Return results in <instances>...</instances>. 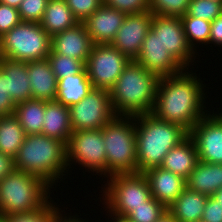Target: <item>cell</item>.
I'll return each instance as SVG.
<instances>
[{"mask_svg":"<svg viewBox=\"0 0 222 222\" xmlns=\"http://www.w3.org/2000/svg\"><path fill=\"white\" fill-rule=\"evenodd\" d=\"M187 70L159 79L151 114L189 132L208 112L204 109L206 86L196 73Z\"/></svg>","mask_w":222,"mask_h":222,"instance_id":"obj_1","label":"cell"},{"mask_svg":"<svg viewBox=\"0 0 222 222\" xmlns=\"http://www.w3.org/2000/svg\"><path fill=\"white\" fill-rule=\"evenodd\" d=\"M159 79L157 75L131 60L109 90L114 114L116 116L151 114Z\"/></svg>","mask_w":222,"mask_h":222,"instance_id":"obj_2","label":"cell"},{"mask_svg":"<svg viewBox=\"0 0 222 222\" xmlns=\"http://www.w3.org/2000/svg\"><path fill=\"white\" fill-rule=\"evenodd\" d=\"M137 173L160 167L165 155L189 136L182 126L152 114L135 116Z\"/></svg>","mask_w":222,"mask_h":222,"instance_id":"obj_3","label":"cell"},{"mask_svg":"<svg viewBox=\"0 0 222 222\" xmlns=\"http://www.w3.org/2000/svg\"><path fill=\"white\" fill-rule=\"evenodd\" d=\"M17 170L35 175L51 188L66 173V145L43 134L26 135L14 157Z\"/></svg>","mask_w":222,"mask_h":222,"instance_id":"obj_4","label":"cell"},{"mask_svg":"<svg viewBox=\"0 0 222 222\" xmlns=\"http://www.w3.org/2000/svg\"><path fill=\"white\" fill-rule=\"evenodd\" d=\"M49 190L51 187L41 178L14 169L0 180V216L40 209L50 199Z\"/></svg>","mask_w":222,"mask_h":222,"instance_id":"obj_5","label":"cell"},{"mask_svg":"<svg viewBox=\"0 0 222 222\" xmlns=\"http://www.w3.org/2000/svg\"><path fill=\"white\" fill-rule=\"evenodd\" d=\"M101 129L106 149V177L137 173L135 116H115Z\"/></svg>","mask_w":222,"mask_h":222,"instance_id":"obj_6","label":"cell"},{"mask_svg":"<svg viewBox=\"0 0 222 222\" xmlns=\"http://www.w3.org/2000/svg\"><path fill=\"white\" fill-rule=\"evenodd\" d=\"M51 44V36L40 23L21 21L0 38V57L23 62L45 60Z\"/></svg>","mask_w":222,"mask_h":222,"instance_id":"obj_7","label":"cell"},{"mask_svg":"<svg viewBox=\"0 0 222 222\" xmlns=\"http://www.w3.org/2000/svg\"><path fill=\"white\" fill-rule=\"evenodd\" d=\"M103 192L107 213L127 216L134 208L143 206L152 196L143 173L118 174L108 177ZM106 187V188H105ZM105 196V197H104Z\"/></svg>","mask_w":222,"mask_h":222,"instance_id":"obj_8","label":"cell"},{"mask_svg":"<svg viewBox=\"0 0 222 222\" xmlns=\"http://www.w3.org/2000/svg\"><path fill=\"white\" fill-rule=\"evenodd\" d=\"M102 129L73 131L66 144L68 170L73 162L106 177V149ZM71 164V165H70Z\"/></svg>","mask_w":222,"mask_h":222,"instance_id":"obj_9","label":"cell"},{"mask_svg":"<svg viewBox=\"0 0 222 222\" xmlns=\"http://www.w3.org/2000/svg\"><path fill=\"white\" fill-rule=\"evenodd\" d=\"M130 61L111 44H94L85 63L93 88L109 91Z\"/></svg>","mask_w":222,"mask_h":222,"instance_id":"obj_10","label":"cell"},{"mask_svg":"<svg viewBox=\"0 0 222 222\" xmlns=\"http://www.w3.org/2000/svg\"><path fill=\"white\" fill-rule=\"evenodd\" d=\"M73 131L101 129L114 114L109 91L93 88L78 104L69 107Z\"/></svg>","mask_w":222,"mask_h":222,"instance_id":"obj_11","label":"cell"},{"mask_svg":"<svg viewBox=\"0 0 222 222\" xmlns=\"http://www.w3.org/2000/svg\"><path fill=\"white\" fill-rule=\"evenodd\" d=\"M150 30L184 69H188L190 64L195 61L196 52L192 50L187 42L180 16L153 14Z\"/></svg>","mask_w":222,"mask_h":222,"instance_id":"obj_12","label":"cell"},{"mask_svg":"<svg viewBox=\"0 0 222 222\" xmlns=\"http://www.w3.org/2000/svg\"><path fill=\"white\" fill-rule=\"evenodd\" d=\"M207 113L189 131L198 153V160L222 164V112Z\"/></svg>","mask_w":222,"mask_h":222,"instance_id":"obj_13","label":"cell"},{"mask_svg":"<svg viewBox=\"0 0 222 222\" xmlns=\"http://www.w3.org/2000/svg\"><path fill=\"white\" fill-rule=\"evenodd\" d=\"M152 17L151 12L126 15L111 45L130 60H135L147 33L150 31Z\"/></svg>","mask_w":222,"mask_h":222,"instance_id":"obj_14","label":"cell"},{"mask_svg":"<svg viewBox=\"0 0 222 222\" xmlns=\"http://www.w3.org/2000/svg\"><path fill=\"white\" fill-rule=\"evenodd\" d=\"M159 78L178 74L185 70L165 49L159 38L150 30L134 60Z\"/></svg>","mask_w":222,"mask_h":222,"instance_id":"obj_15","label":"cell"},{"mask_svg":"<svg viewBox=\"0 0 222 222\" xmlns=\"http://www.w3.org/2000/svg\"><path fill=\"white\" fill-rule=\"evenodd\" d=\"M51 50L62 56L76 58L84 64L90 55L93 43L83 22L51 37Z\"/></svg>","mask_w":222,"mask_h":222,"instance_id":"obj_16","label":"cell"},{"mask_svg":"<svg viewBox=\"0 0 222 222\" xmlns=\"http://www.w3.org/2000/svg\"><path fill=\"white\" fill-rule=\"evenodd\" d=\"M125 17V13L102 5L83 24L93 44H111Z\"/></svg>","mask_w":222,"mask_h":222,"instance_id":"obj_17","label":"cell"},{"mask_svg":"<svg viewBox=\"0 0 222 222\" xmlns=\"http://www.w3.org/2000/svg\"><path fill=\"white\" fill-rule=\"evenodd\" d=\"M148 180L151 196L169 207L186 188V180L171 171L154 167L144 173Z\"/></svg>","mask_w":222,"mask_h":222,"instance_id":"obj_18","label":"cell"},{"mask_svg":"<svg viewBox=\"0 0 222 222\" xmlns=\"http://www.w3.org/2000/svg\"><path fill=\"white\" fill-rule=\"evenodd\" d=\"M0 69L7 75V95L15 104L32 99L28 62L0 57Z\"/></svg>","mask_w":222,"mask_h":222,"instance_id":"obj_19","label":"cell"},{"mask_svg":"<svg viewBox=\"0 0 222 222\" xmlns=\"http://www.w3.org/2000/svg\"><path fill=\"white\" fill-rule=\"evenodd\" d=\"M28 76L32 99L54 101L57 94V77L47 59L28 62Z\"/></svg>","mask_w":222,"mask_h":222,"instance_id":"obj_20","label":"cell"},{"mask_svg":"<svg viewBox=\"0 0 222 222\" xmlns=\"http://www.w3.org/2000/svg\"><path fill=\"white\" fill-rule=\"evenodd\" d=\"M42 134L67 144L73 132L69 107L57 101H45Z\"/></svg>","mask_w":222,"mask_h":222,"instance_id":"obj_21","label":"cell"},{"mask_svg":"<svg viewBox=\"0 0 222 222\" xmlns=\"http://www.w3.org/2000/svg\"><path fill=\"white\" fill-rule=\"evenodd\" d=\"M198 161L196 146L188 136L165 155L160 167L186 180Z\"/></svg>","mask_w":222,"mask_h":222,"instance_id":"obj_22","label":"cell"},{"mask_svg":"<svg viewBox=\"0 0 222 222\" xmlns=\"http://www.w3.org/2000/svg\"><path fill=\"white\" fill-rule=\"evenodd\" d=\"M186 187L208 197L212 196L222 188V164L198 161L186 179Z\"/></svg>","mask_w":222,"mask_h":222,"instance_id":"obj_23","label":"cell"},{"mask_svg":"<svg viewBox=\"0 0 222 222\" xmlns=\"http://www.w3.org/2000/svg\"><path fill=\"white\" fill-rule=\"evenodd\" d=\"M207 199V195L186 187L177 199L167 207V211L177 222H196L203 216Z\"/></svg>","mask_w":222,"mask_h":222,"instance_id":"obj_24","label":"cell"},{"mask_svg":"<svg viewBox=\"0 0 222 222\" xmlns=\"http://www.w3.org/2000/svg\"><path fill=\"white\" fill-rule=\"evenodd\" d=\"M93 89L86 68L76 75L58 79L55 101L70 107L78 104Z\"/></svg>","mask_w":222,"mask_h":222,"instance_id":"obj_25","label":"cell"},{"mask_svg":"<svg viewBox=\"0 0 222 222\" xmlns=\"http://www.w3.org/2000/svg\"><path fill=\"white\" fill-rule=\"evenodd\" d=\"M43 30L51 37L79 23L65 0H49L42 20Z\"/></svg>","mask_w":222,"mask_h":222,"instance_id":"obj_26","label":"cell"},{"mask_svg":"<svg viewBox=\"0 0 222 222\" xmlns=\"http://www.w3.org/2000/svg\"><path fill=\"white\" fill-rule=\"evenodd\" d=\"M45 100L29 99L17 103L14 115L19 120L26 135L42 134Z\"/></svg>","mask_w":222,"mask_h":222,"instance_id":"obj_27","label":"cell"},{"mask_svg":"<svg viewBox=\"0 0 222 222\" xmlns=\"http://www.w3.org/2000/svg\"><path fill=\"white\" fill-rule=\"evenodd\" d=\"M26 134L17 117L12 115L0 116V152L13 158L24 143Z\"/></svg>","mask_w":222,"mask_h":222,"instance_id":"obj_28","label":"cell"},{"mask_svg":"<svg viewBox=\"0 0 222 222\" xmlns=\"http://www.w3.org/2000/svg\"><path fill=\"white\" fill-rule=\"evenodd\" d=\"M181 20L183 22L187 42L194 52H197L195 48L196 44H209L211 32L210 21L189 16L187 13L181 16Z\"/></svg>","mask_w":222,"mask_h":222,"instance_id":"obj_29","label":"cell"},{"mask_svg":"<svg viewBox=\"0 0 222 222\" xmlns=\"http://www.w3.org/2000/svg\"><path fill=\"white\" fill-rule=\"evenodd\" d=\"M47 60L49 61L57 80L68 77V75H76L85 68V64L82 61L76 58L56 54L52 50L48 55Z\"/></svg>","mask_w":222,"mask_h":222,"instance_id":"obj_30","label":"cell"},{"mask_svg":"<svg viewBox=\"0 0 222 222\" xmlns=\"http://www.w3.org/2000/svg\"><path fill=\"white\" fill-rule=\"evenodd\" d=\"M48 200L40 209L28 213L3 216L7 222H54L55 215L61 210Z\"/></svg>","mask_w":222,"mask_h":222,"instance_id":"obj_31","label":"cell"},{"mask_svg":"<svg viewBox=\"0 0 222 222\" xmlns=\"http://www.w3.org/2000/svg\"><path fill=\"white\" fill-rule=\"evenodd\" d=\"M187 14L212 22L222 14V0H191Z\"/></svg>","mask_w":222,"mask_h":222,"instance_id":"obj_32","label":"cell"},{"mask_svg":"<svg viewBox=\"0 0 222 222\" xmlns=\"http://www.w3.org/2000/svg\"><path fill=\"white\" fill-rule=\"evenodd\" d=\"M167 208L157 199L151 197L143 206L134 208L126 217L134 222H156Z\"/></svg>","mask_w":222,"mask_h":222,"instance_id":"obj_33","label":"cell"},{"mask_svg":"<svg viewBox=\"0 0 222 222\" xmlns=\"http://www.w3.org/2000/svg\"><path fill=\"white\" fill-rule=\"evenodd\" d=\"M191 0H149V10L158 16H183Z\"/></svg>","mask_w":222,"mask_h":222,"instance_id":"obj_34","label":"cell"},{"mask_svg":"<svg viewBox=\"0 0 222 222\" xmlns=\"http://www.w3.org/2000/svg\"><path fill=\"white\" fill-rule=\"evenodd\" d=\"M49 0H23L18 12L23 22L39 23L45 13Z\"/></svg>","mask_w":222,"mask_h":222,"instance_id":"obj_35","label":"cell"},{"mask_svg":"<svg viewBox=\"0 0 222 222\" xmlns=\"http://www.w3.org/2000/svg\"><path fill=\"white\" fill-rule=\"evenodd\" d=\"M73 15L79 22H84L99 7L103 0H65Z\"/></svg>","mask_w":222,"mask_h":222,"instance_id":"obj_36","label":"cell"},{"mask_svg":"<svg viewBox=\"0 0 222 222\" xmlns=\"http://www.w3.org/2000/svg\"><path fill=\"white\" fill-rule=\"evenodd\" d=\"M103 5L128 14L150 12L149 0H103Z\"/></svg>","mask_w":222,"mask_h":222,"instance_id":"obj_37","label":"cell"},{"mask_svg":"<svg viewBox=\"0 0 222 222\" xmlns=\"http://www.w3.org/2000/svg\"><path fill=\"white\" fill-rule=\"evenodd\" d=\"M20 22L18 9L0 3V38Z\"/></svg>","mask_w":222,"mask_h":222,"instance_id":"obj_38","label":"cell"},{"mask_svg":"<svg viewBox=\"0 0 222 222\" xmlns=\"http://www.w3.org/2000/svg\"><path fill=\"white\" fill-rule=\"evenodd\" d=\"M16 104L7 95V75L0 69V116L14 114Z\"/></svg>","mask_w":222,"mask_h":222,"instance_id":"obj_39","label":"cell"},{"mask_svg":"<svg viewBox=\"0 0 222 222\" xmlns=\"http://www.w3.org/2000/svg\"><path fill=\"white\" fill-rule=\"evenodd\" d=\"M201 219L206 222H222V207L212 196L207 199Z\"/></svg>","mask_w":222,"mask_h":222,"instance_id":"obj_40","label":"cell"},{"mask_svg":"<svg viewBox=\"0 0 222 222\" xmlns=\"http://www.w3.org/2000/svg\"><path fill=\"white\" fill-rule=\"evenodd\" d=\"M222 46V14L211 22L209 44Z\"/></svg>","mask_w":222,"mask_h":222,"instance_id":"obj_41","label":"cell"},{"mask_svg":"<svg viewBox=\"0 0 222 222\" xmlns=\"http://www.w3.org/2000/svg\"><path fill=\"white\" fill-rule=\"evenodd\" d=\"M15 169L14 158L0 152V180Z\"/></svg>","mask_w":222,"mask_h":222,"instance_id":"obj_42","label":"cell"},{"mask_svg":"<svg viewBox=\"0 0 222 222\" xmlns=\"http://www.w3.org/2000/svg\"><path fill=\"white\" fill-rule=\"evenodd\" d=\"M61 212H63V211L61 210L55 215L54 222H84V221L88 222V220L86 221L85 219L81 220L80 218H78L79 216H77V215H75L76 217L74 215L73 216L70 215L68 218L66 215L63 217Z\"/></svg>","mask_w":222,"mask_h":222,"instance_id":"obj_43","label":"cell"},{"mask_svg":"<svg viewBox=\"0 0 222 222\" xmlns=\"http://www.w3.org/2000/svg\"><path fill=\"white\" fill-rule=\"evenodd\" d=\"M112 214V215H111ZM112 218V220H113V222H134V221H132L131 219H129L128 217H125V216H121V215H117V214H114V213H110L109 214ZM112 220L110 221V222H112Z\"/></svg>","mask_w":222,"mask_h":222,"instance_id":"obj_44","label":"cell"},{"mask_svg":"<svg viewBox=\"0 0 222 222\" xmlns=\"http://www.w3.org/2000/svg\"><path fill=\"white\" fill-rule=\"evenodd\" d=\"M23 0H0V3L18 9Z\"/></svg>","mask_w":222,"mask_h":222,"instance_id":"obj_45","label":"cell"},{"mask_svg":"<svg viewBox=\"0 0 222 222\" xmlns=\"http://www.w3.org/2000/svg\"><path fill=\"white\" fill-rule=\"evenodd\" d=\"M156 222H177V221L168 211H166Z\"/></svg>","mask_w":222,"mask_h":222,"instance_id":"obj_46","label":"cell"},{"mask_svg":"<svg viewBox=\"0 0 222 222\" xmlns=\"http://www.w3.org/2000/svg\"><path fill=\"white\" fill-rule=\"evenodd\" d=\"M212 197L217 200L218 204L222 207V188H220Z\"/></svg>","mask_w":222,"mask_h":222,"instance_id":"obj_47","label":"cell"},{"mask_svg":"<svg viewBox=\"0 0 222 222\" xmlns=\"http://www.w3.org/2000/svg\"><path fill=\"white\" fill-rule=\"evenodd\" d=\"M0 222H7L6 219L4 217L0 216Z\"/></svg>","mask_w":222,"mask_h":222,"instance_id":"obj_48","label":"cell"},{"mask_svg":"<svg viewBox=\"0 0 222 222\" xmlns=\"http://www.w3.org/2000/svg\"><path fill=\"white\" fill-rule=\"evenodd\" d=\"M196 222H206V221H204V220L200 219L199 221H196Z\"/></svg>","mask_w":222,"mask_h":222,"instance_id":"obj_49","label":"cell"}]
</instances>
